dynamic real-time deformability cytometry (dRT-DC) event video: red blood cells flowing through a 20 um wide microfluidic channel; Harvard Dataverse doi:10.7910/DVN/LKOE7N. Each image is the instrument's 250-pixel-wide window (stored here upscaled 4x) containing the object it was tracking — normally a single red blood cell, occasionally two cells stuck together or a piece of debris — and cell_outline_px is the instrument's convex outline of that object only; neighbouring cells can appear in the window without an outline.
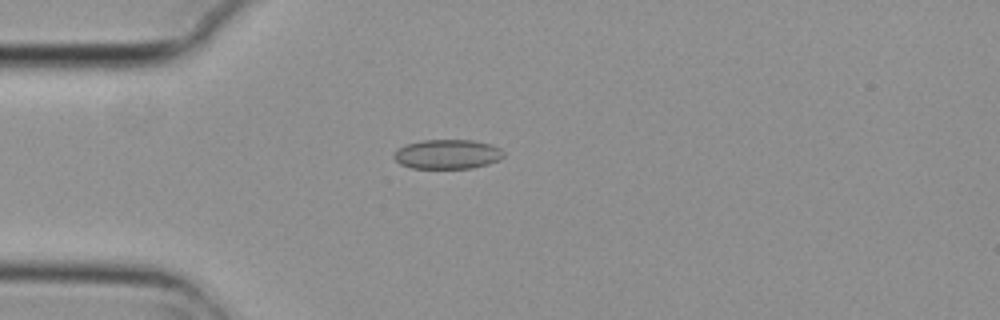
{"species": "common noctule bat (a hibernating species)", "species_latin": "Nyctalus noctula", "temperature_condition": "cold", "stored_images_in_passage": 5, "camera_frame_rate_fps": 3000, "um_per_image_px": 0.085, "animal": {"sex": "female", "body_mass_g": 29.2, "forearm_length_mm": 56.3}, "frame": {"image": 1, "passage_image": 5, "time_ms": 1.333, "image_size_px": [1000, 320], "cell_outline_px": [[504, 156], [500, 160], [488, 164], [472, 168], [412, 168], [400, 164], [392, 156], [396, 148], [408, 144], [424, 140], [472, 140], [492, 144], [500, 148], [504, 152]], "centroid_in_image_um": [38.04, 13.11], "position_along_channel_um": 47.0, "area_um2": 18.96}}